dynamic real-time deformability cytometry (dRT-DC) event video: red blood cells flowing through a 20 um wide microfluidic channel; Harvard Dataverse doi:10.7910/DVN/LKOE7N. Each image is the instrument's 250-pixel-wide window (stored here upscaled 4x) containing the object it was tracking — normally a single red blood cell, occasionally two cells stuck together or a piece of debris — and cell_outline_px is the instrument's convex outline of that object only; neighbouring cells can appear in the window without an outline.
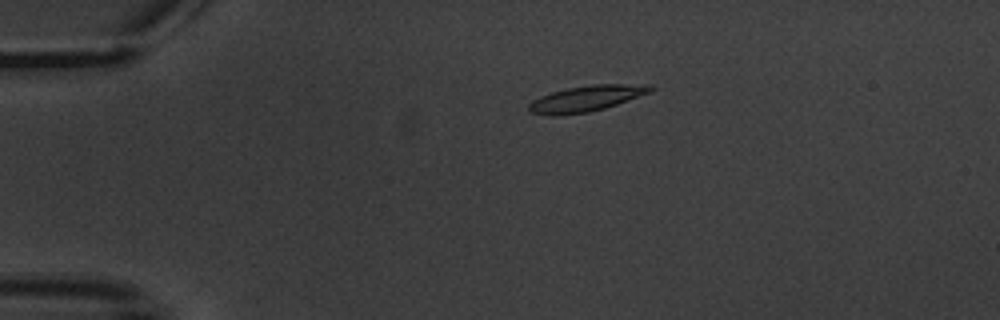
{"species": "common noctule bat (a hibernating species)", "species_latin": "Nyctalus noctula", "temperature_condition": "warm", "stored_images_in_passage": 7, "camera_frame_rate_fps": 3000, "um_per_image_px": 0.085, "animal": {"sex": "male", "body_mass_g": 20.1, "forearm_length_mm": 53.5}, "frame": {"image": 1, "passage_image": 4, "time_ms": 4.0, "image_size_px": [1000, 320], "cell_outline_px": [[656, 88], [652, 92], [604, 108], [588, 112], [552, 116], [532, 112], [528, 108], [528, 104], [532, 100], [540, 96], [552, 92], [568, 88], [592, 84], [652, 84]], "centroid_in_image_um": [49.88, 8.36], "position_along_channel_um": 35.1, "area_um2": 18.32}}
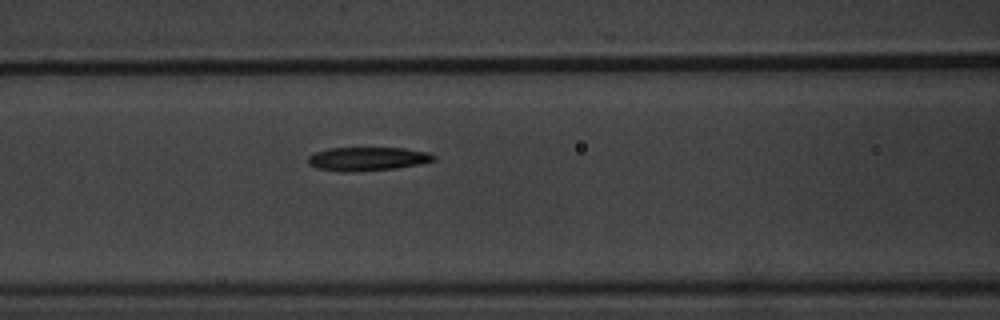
{"frame": {"image": 2, "passage_image": 7, "time_ms": 8.333, "image_size_px": [1000, 320], "cell_outline_px": [[436, 160], [420, 164], [396, 168], [348, 172], [340, 172], [316, 168], [308, 164], [308, 156], [316, 152], [328, 148], [404, 148], [428, 152], [436, 156]], "centroid_in_image_um": [31.23, 13.5], "position_along_channel_um": 135.4, "area_um2": 17.4}}